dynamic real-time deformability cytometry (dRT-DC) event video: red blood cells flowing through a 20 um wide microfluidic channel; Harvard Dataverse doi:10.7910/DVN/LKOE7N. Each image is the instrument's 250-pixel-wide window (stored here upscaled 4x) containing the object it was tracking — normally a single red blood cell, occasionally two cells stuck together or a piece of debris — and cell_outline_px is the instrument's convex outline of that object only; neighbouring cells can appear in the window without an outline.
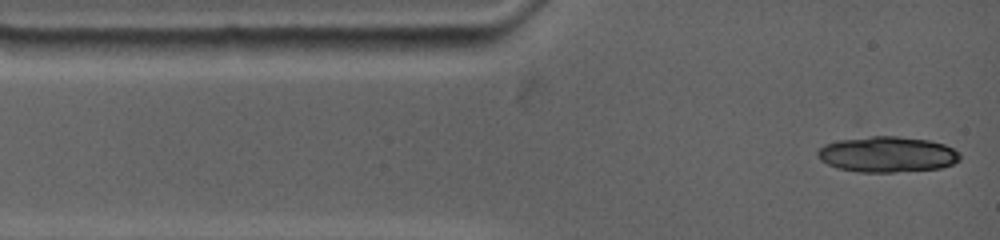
{"species": "common noctule bat (a hibernating species)", "species_latin": "Nyctalus noctula", "temperature_condition": "warm", "stored_images_in_passage": 6, "camera_frame_rate_fps": 4500, "um_per_image_px": 0.085, "animal": {"sex": "female", "body_mass_g": 19.0, "forearm_length_mm": 53.3}, "frame": {"image": 1, "passage_image": 1, "time_ms": 0.0, "image_size_px": [1000, 240], "cell_outline_px": [[960, 160], [952, 164], [940, 168], [892, 172], [860, 172], [836, 168], [820, 160], [816, 156], [816, 152], [824, 144], [840, 140], [872, 136], [896, 136], [928, 140], [944, 144], [960, 152]], "centroid_in_image_um": [75.4, 13.12], "position_along_channel_um": 9.6, "area_um2": 29.59}}